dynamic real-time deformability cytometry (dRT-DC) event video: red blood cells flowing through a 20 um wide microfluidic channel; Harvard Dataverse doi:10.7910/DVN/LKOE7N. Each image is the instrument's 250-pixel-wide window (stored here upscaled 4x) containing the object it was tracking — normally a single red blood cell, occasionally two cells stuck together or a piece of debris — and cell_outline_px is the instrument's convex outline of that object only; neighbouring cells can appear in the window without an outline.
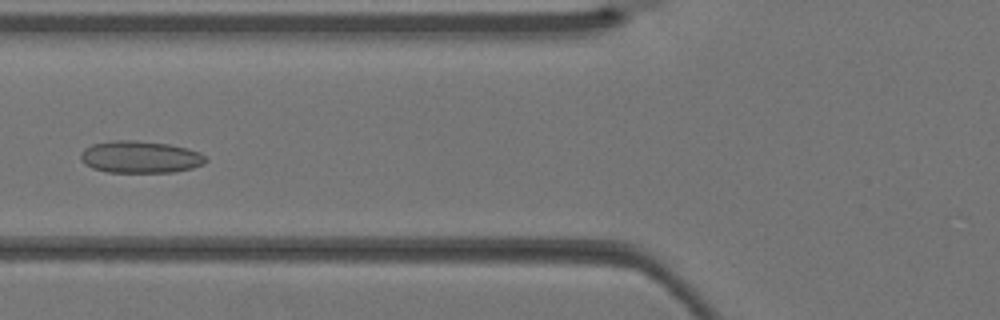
{"species": "Egyptian fruit bat (a non-hibernating species)", "species_latin": "Rousettus aegyptiacus", "temperature_condition": "warm", "stored_images_in_passage": 5, "camera_frame_rate_fps": 3000, "um_per_image_px": 0.085, "animal": {"sex": "female"}, "frame": {"image": 1, "passage_image": 5, "time_ms": 1.333, "image_size_px": [1000, 320], "cell_outline_px": [[208, 160], [204, 164], [192, 168], [172, 172], [108, 172], [92, 168], [84, 164], [80, 160], [80, 152], [84, 148], [92, 144], [112, 140], [136, 140], [168, 144], [188, 148], [200, 152]], "centroid_in_image_um": [11.9, 13.34], "position_along_channel_um": 113.9, "area_um2": 23.58}}